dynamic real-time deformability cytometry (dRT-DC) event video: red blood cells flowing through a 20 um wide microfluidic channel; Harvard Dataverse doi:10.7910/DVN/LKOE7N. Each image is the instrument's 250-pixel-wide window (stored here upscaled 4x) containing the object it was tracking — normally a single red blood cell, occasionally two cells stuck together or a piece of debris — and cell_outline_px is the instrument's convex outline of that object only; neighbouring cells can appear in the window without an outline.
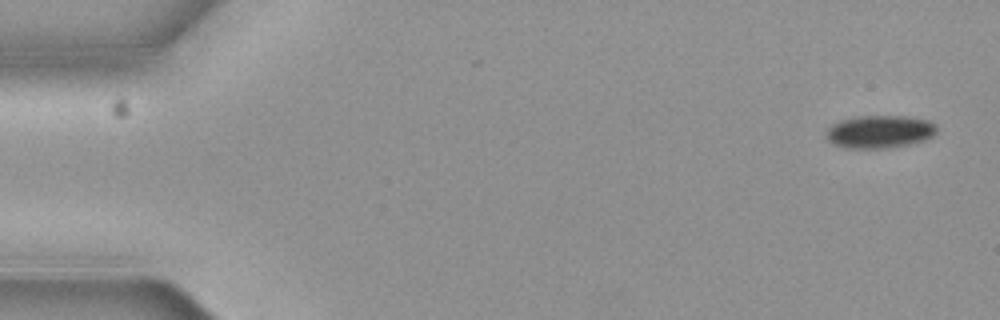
{"species": "common noctule bat (a hibernating species)", "species_latin": "Nyctalus noctula", "temperature_condition": "cold", "stored_images_in_passage": 9, "camera_frame_rate_fps": 3000, "um_per_image_px": 0.085, "animal": {"sex": "female", "body_mass_g": 19.3, "forearm_length_mm": 54.1}, "frame": {"image": 1, "passage_image": 1, "time_ms": 0.0, "image_size_px": [1000, 320], "cell_outline_px": [[936, 132], [932, 136], [924, 140], [908, 144], [884, 148], [852, 148], [836, 144], [828, 136], [828, 128], [832, 124], [840, 120], [856, 116], [904, 116], [928, 120], [936, 124]], "centroid_in_image_um": [74.82, 11.17], "position_along_channel_um": 10.2, "area_um2": 20.69}}
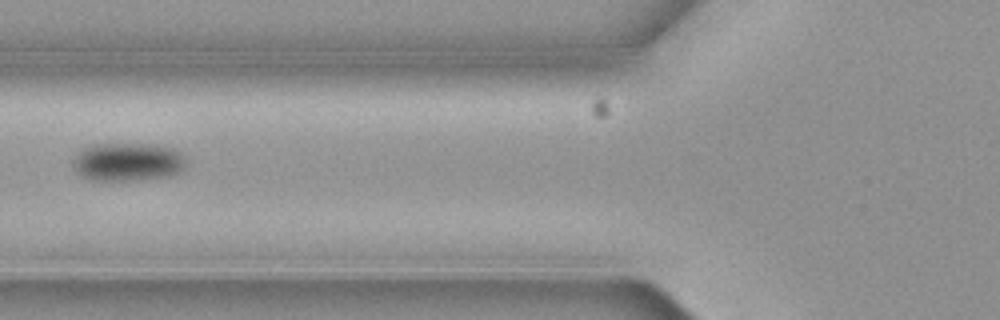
{"frame": {"image": 2, "passage_image": 6, "time_ms": 1.667, "image_size_px": [1000, 320], "cell_outline_px": [[184, 168], [172, 176], [136, 180], [92, 180], [80, 176], [76, 172], [72, 164], [72, 160], [80, 152], [88, 148], [100, 144], [152, 144], [172, 148], [180, 152], [184, 156]], "centroid_in_image_um": [10.87, 13.78], "position_along_channel_um": 114.9, "area_um2": 25.09}}
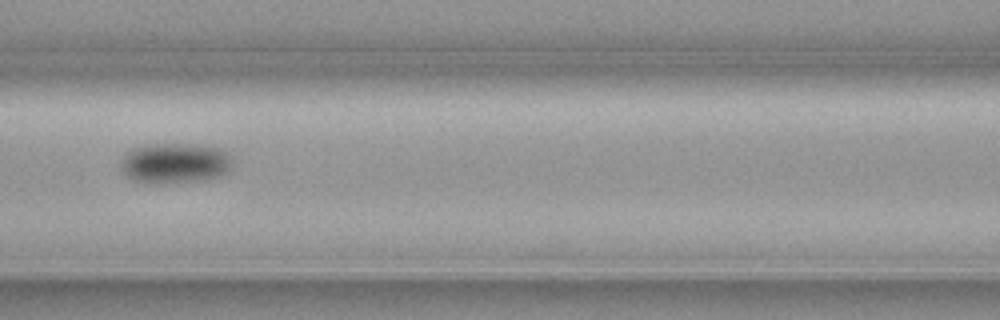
{"frame": {"image": 3, "passage_image": 7, "time_ms": 2.0, "image_size_px": [1000, 320], "cell_outline_px": [[232, 164], [228, 172], [204, 180], [160, 184], [152, 184], [136, 180], [124, 176], [120, 168], [120, 164], [124, 152], [132, 148], [144, 144], [196, 144], [220, 148], [232, 156]], "centroid_in_image_um": [14.82, 13.86], "position_along_channel_um": 151.8, "area_um2": 26.82}}